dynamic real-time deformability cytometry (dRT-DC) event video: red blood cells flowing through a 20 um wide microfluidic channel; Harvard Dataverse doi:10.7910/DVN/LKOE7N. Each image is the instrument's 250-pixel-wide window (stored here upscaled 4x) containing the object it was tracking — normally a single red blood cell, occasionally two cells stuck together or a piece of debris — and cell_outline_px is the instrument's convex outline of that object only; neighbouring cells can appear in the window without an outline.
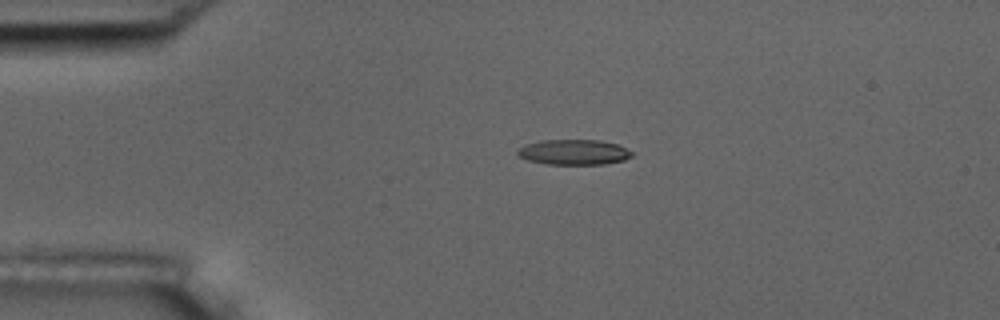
{"species": "common noctule bat (a hibernating species)", "species_latin": "Nyctalus noctula", "temperature_condition": "room temperature", "stored_images_in_passage": 10, "camera_frame_rate_fps": 3000, "um_per_image_px": 0.085, "animal": {"sex": "male", "body_mass_g": 17.5, "forearm_length_mm": 52.3}, "frame": {"image": 1, "passage_image": 4, "time_ms": 3.667, "image_size_px": [1000, 320], "cell_outline_px": [[636, 152], [632, 156], [624, 160], [604, 164], [548, 164], [528, 160], [520, 156], [516, 152], [516, 148], [524, 144], [540, 140], [600, 140], [616, 144]], "centroid_in_image_um": [48.77, 12.92], "position_along_channel_um": 36.2, "area_um2": 16.99}}
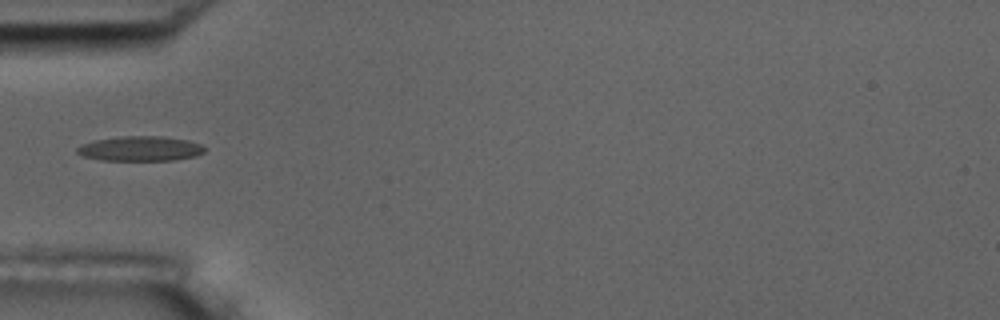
{"frame": {"image": 2, "passage_image": 5, "time_ms": 5.667, "image_size_px": [1000, 320], "cell_outline_px": [[208, 148], [204, 152], [196, 156], [172, 160], [100, 160], [84, 156], [76, 152], [76, 148], [80, 144], [96, 140], [120, 136], [164, 136], [188, 140], [200, 144]], "centroid_in_image_um": [11.94, 12.63], "position_along_channel_um": 73.1, "area_um2": 18.55}}
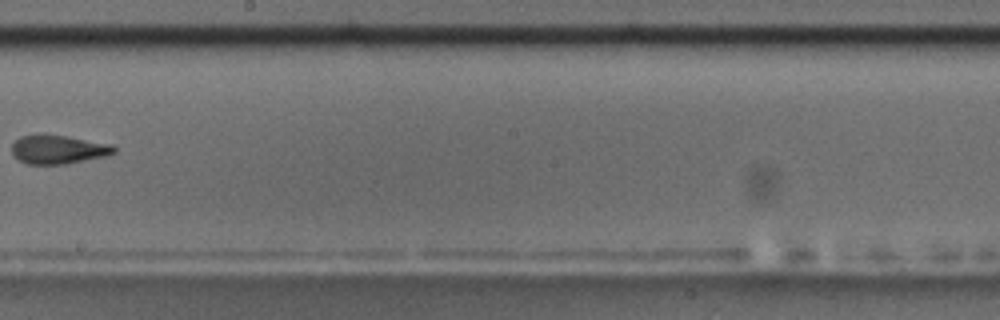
{"frame": {"image": 3, "passage_image": 9, "time_ms": 10.333, "image_size_px": [1000, 320], "cell_outline_px": [[116, 152], [108, 156], [68, 164], [28, 164], [20, 160], [12, 152], [12, 144], [20, 136], [36, 132], [44, 132], [112, 144], [116, 148]], "centroid_in_image_um": [4.96, 12.67], "position_along_channel_um": 243.2, "area_um2": 17.69}}